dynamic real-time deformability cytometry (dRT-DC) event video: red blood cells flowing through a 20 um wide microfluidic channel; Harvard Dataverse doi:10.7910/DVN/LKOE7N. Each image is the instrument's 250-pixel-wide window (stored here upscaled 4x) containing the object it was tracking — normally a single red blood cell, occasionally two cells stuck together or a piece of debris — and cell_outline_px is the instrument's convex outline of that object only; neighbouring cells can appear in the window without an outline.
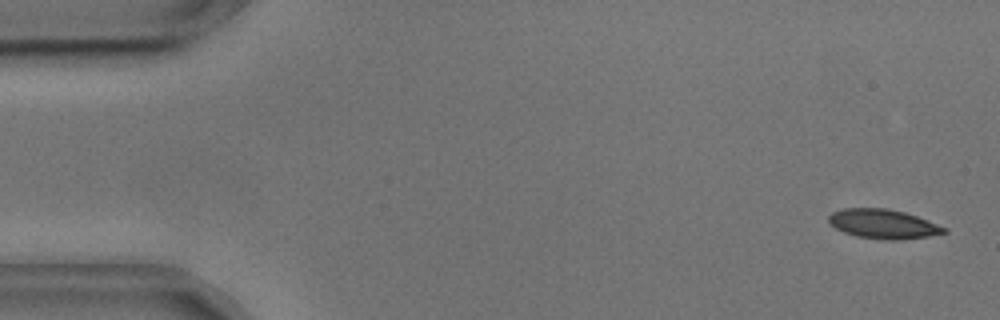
{"species": "common noctule bat (a hibernating species)", "species_latin": "Nyctalus noctula", "temperature_condition": "cold", "stored_images_in_passage": 54, "camera_frame_rate_fps": 3000, "um_per_image_px": 0.085, "animal": {"sex": "male", "body_mass_g": 17.9, "forearm_length_mm": 54.2}, "frame": {"image": 1, "passage_image": 2, "time_ms": 0.333, "image_size_px": [1000, 320], "cell_outline_px": [[948, 232], [928, 236], [900, 240], [888, 240], [856, 236], [844, 232], [836, 228], [828, 220], [828, 216], [832, 212], [844, 208], [888, 208], [904, 212], [916, 216], [948, 228]], "centroid_in_image_um": [75.08, 19.03], "position_along_channel_um": 9.9, "area_um2": 19.65}}
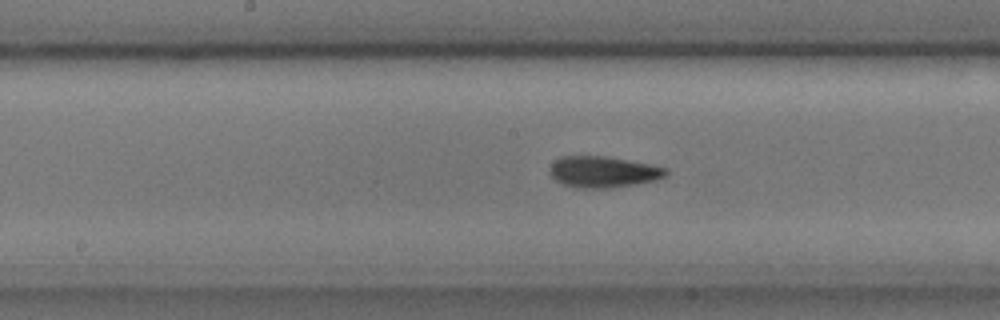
{"frame": {"image": 2, "passage_image": 27, "time_ms": 8.667, "image_size_px": [1000, 320], "cell_outline_px": [[668, 176], [656, 180], [636, 184], [612, 188], [576, 188], [564, 184], [556, 180], [548, 172], [548, 168], [560, 156], [604, 156], [652, 164], [668, 168]], "centroid_in_image_um": [51.3, 14.61], "position_along_channel_um": 196.9, "area_um2": 21.39}}
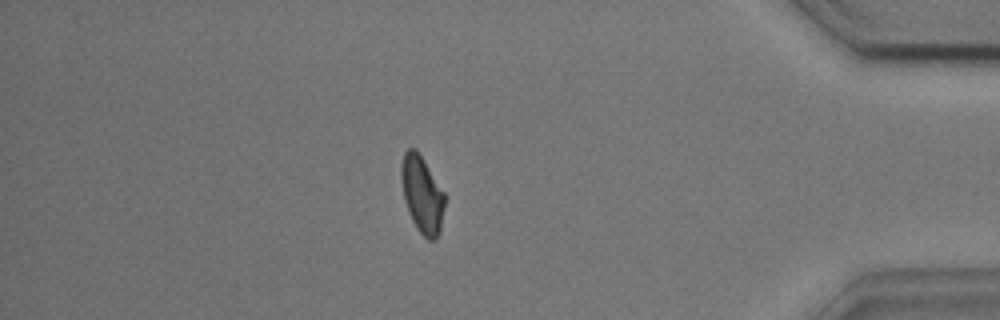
{"frame": {"image": 3, "passage_image": 47, "time_ms": 15.333, "image_size_px": [1000, 320], "cell_outline_px": [[444, 208], [440, 232], [436, 240], [428, 240], [416, 228], [408, 212], [404, 200], [400, 180], [400, 168], [404, 152], [408, 148], [416, 148], [444, 192]], "centroid_in_image_um": [35.85, 16.53], "position_along_channel_um": 399.3, "area_um2": 19.59}, "authors_computed_cell_mechanics": {"area_um2": 20.1722, "velocity_mm_per_s": 3.6271, "shape_relaxation_time_tau1_ms": 5.3068, "shape_relaxation_time_tau2_ms": 3.8243, "deformation_change_tau1": 0.1285, "deformation_change_tau2": 0.0772}}